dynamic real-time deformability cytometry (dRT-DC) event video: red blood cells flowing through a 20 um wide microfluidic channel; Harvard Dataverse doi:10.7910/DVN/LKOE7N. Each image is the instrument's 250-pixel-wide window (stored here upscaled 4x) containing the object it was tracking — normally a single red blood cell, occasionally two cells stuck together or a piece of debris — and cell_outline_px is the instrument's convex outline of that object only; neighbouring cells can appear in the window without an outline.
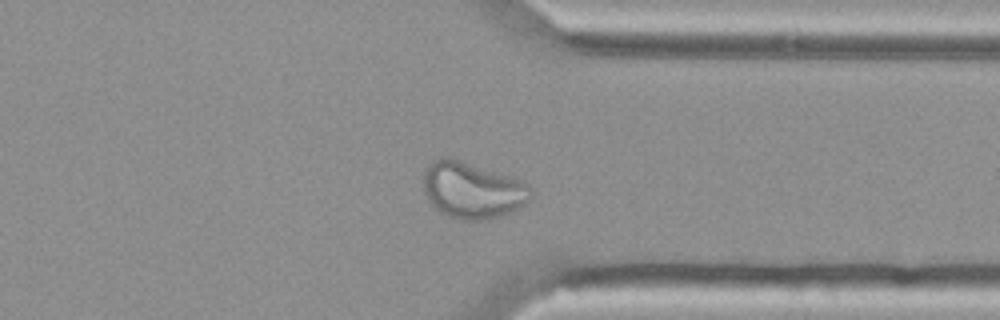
{"species": "Egyptian fruit bat (a non-hibernating species)", "species_latin": "Rousettus aegyptiacus", "temperature_condition": "cold", "stored_images_in_passage": 44, "camera_frame_rate_fps": 3000, "um_per_image_px": 0.085, "animal": {"sex": "female"}, "frame": {"image": 1, "passage_image": 32, "time_ms": 10.333, "image_size_px": [1000, 320], "cell_outline_px": [[532, 200], [512, 212], [496, 216], [476, 220], [460, 220], [448, 216], [440, 212], [432, 204], [424, 192], [424, 168], [432, 160], [440, 156], [452, 156], [512, 176], [528, 184], [532, 188]], "centroid_in_image_um": [40.16, 16.12], "position_along_channel_um": 371.2, "area_um2": 35.89}}